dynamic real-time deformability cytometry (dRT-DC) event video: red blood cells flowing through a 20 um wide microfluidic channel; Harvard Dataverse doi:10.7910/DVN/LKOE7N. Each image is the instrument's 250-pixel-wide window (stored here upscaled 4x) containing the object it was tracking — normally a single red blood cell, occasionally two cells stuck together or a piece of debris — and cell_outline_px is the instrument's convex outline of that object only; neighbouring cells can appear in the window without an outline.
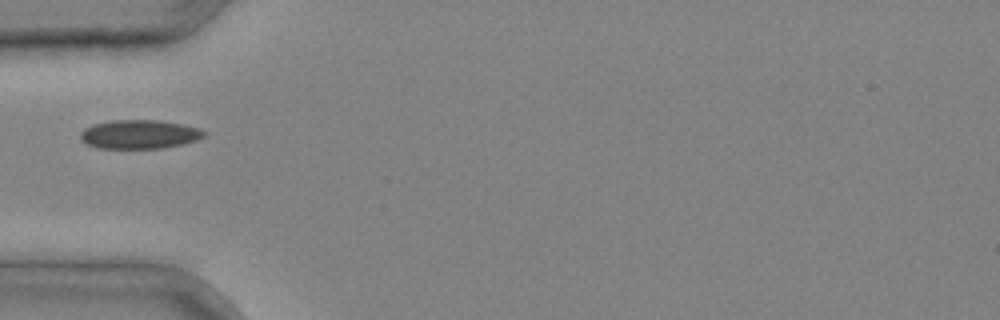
{"species": "common noctule bat (a hibernating species)", "species_latin": "Nyctalus noctula", "temperature_condition": "cold", "stored_images_in_passage": 1, "camera_frame_rate_fps": 3000, "um_per_image_px": 0.085, "animal": {"sex": "male", "body_mass_g": 20.4}, "frame": {"image": 1, "passage_image": 1, "time_ms": 0.0, "image_size_px": [1000, 320], "cell_outline_px": [[208, 132], [204, 136], [196, 140], [184, 144], [164, 148], [96, 148], [80, 140], [80, 132], [84, 128], [92, 124], [112, 120], [160, 120], [184, 124], [200, 128]], "centroid_in_image_um": [11.86, 11.41], "position_along_channel_um": 73.1, "area_um2": 21.1}}